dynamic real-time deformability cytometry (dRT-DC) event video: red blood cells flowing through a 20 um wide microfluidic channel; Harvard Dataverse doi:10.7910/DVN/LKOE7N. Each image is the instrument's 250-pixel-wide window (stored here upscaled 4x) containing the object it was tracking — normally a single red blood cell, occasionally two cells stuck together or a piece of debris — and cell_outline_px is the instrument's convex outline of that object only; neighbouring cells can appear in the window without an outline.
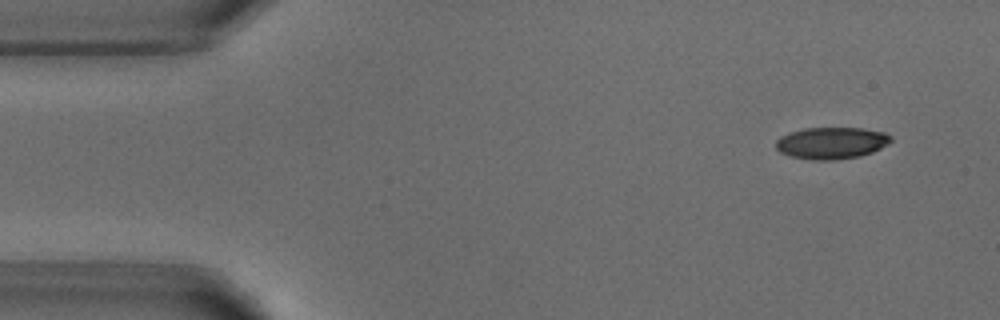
{"species": "common noctule bat (a hibernating species)", "species_latin": "Nyctalus noctula", "temperature_condition": "warm", "stored_images_in_passage": 3, "camera_frame_rate_fps": 3000, "um_per_image_px": 0.085, "animal": {"sex": "male", "body_mass_g": 18.8}, "frame": {"image": 1, "passage_image": 1, "time_ms": 0.0, "image_size_px": [1000, 320], "cell_outline_px": [[892, 140], [888, 144], [872, 152], [860, 156], [836, 160], [812, 160], [792, 156], [780, 152], [776, 148], [776, 140], [780, 136], [788, 132], [804, 128], [864, 128], [884, 132], [892, 136]], "centroid_in_image_um": [70.68, 12.15], "position_along_channel_um": 14.3, "area_um2": 21.44}}